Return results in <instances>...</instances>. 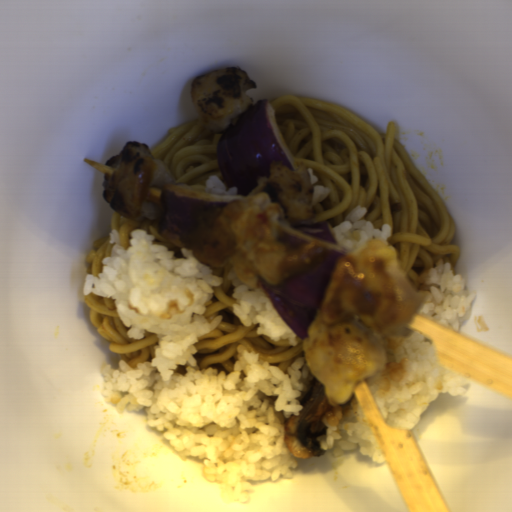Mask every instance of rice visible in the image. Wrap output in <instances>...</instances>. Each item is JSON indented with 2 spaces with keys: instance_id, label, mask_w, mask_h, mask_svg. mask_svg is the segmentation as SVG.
<instances>
[{
  "instance_id": "8",
  "label": "rice",
  "mask_w": 512,
  "mask_h": 512,
  "mask_svg": "<svg viewBox=\"0 0 512 512\" xmlns=\"http://www.w3.org/2000/svg\"><path fill=\"white\" fill-rule=\"evenodd\" d=\"M310 174L311 184L313 186V207L318 205L319 203L323 202L326 196L329 194V189L321 186L316 185V182L319 177L313 174L314 170L307 169Z\"/></svg>"
},
{
  "instance_id": "1",
  "label": "rice",
  "mask_w": 512,
  "mask_h": 512,
  "mask_svg": "<svg viewBox=\"0 0 512 512\" xmlns=\"http://www.w3.org/2000/svg\"><path fill=\"white\" fill-rule=\"evenodd\" d=\"M108 237L111 255L101 273L86 274L84 295L114 299L128 337L152 332L158 342L154 357L135 367L124 359L118 368L102 366L105 402L122 413L144 411L146 425L180 456L198 461L227 502H249L255 481L297 476L285 428L317 377L305 356L282 371L240 343L231 370L199 368L195 345L224 316H206L223 278L192 250L180 247L177 258L143 229L130 232V249L121 248L116 228Z\"/></svg>"
},
{
  "instance_id": "3",
  "label": "rice",
  "mask_w": 512,
  "mask_h": 512,
  "mask_svg": "<svg viewBox=\"0 0 512 512\" xmlns=\"http://www.w3.org/2000/svg\"><path fill=\"white\" fill-rule=\"evenodd\" d=\"M418 292L427 297L416 314L429 317L454 332H460L476 298L473 289L467 290L464 277L455 273L453 265L445 258H440L422 274Z\"/></svg>"
},
{
  "instance_id": "2",
  "label": "rice",
  "mask_w": 512,
  "mask_h": 512,
  "mask_svg": "<svg viewBox=\"0 0 512 512\" xmlns=\"http://www.w3.org/2000/svg\"><path fill=\"white\" fill-rule=\"evenodd\" d=\"M408 338L374 334L387 358L384 371L363 378L374 404L393 428H413L440 395L464 396L467 378L437 360L428 336L417 330Z\"/></svg>"
},
{
  "instance_id": "7",
  "label": "rice",
  "mask_w": 512,
  "mask_h": 512,
  "mask_svg": "<svg viewBox=\"0 0 512 512\" xmlns=\"http://www.w3.org/2000/svg\"><path fill=\"white\" fill-rule=\"evenodd\" d=\"M204 192L223 194V195H236L238 190L236 186L229 188L227 184L221 182L217 176H210L207 179Z\"/></svg>"
},
{
  "instance_id": "6",
  "label": "rice",
  "mask_w": 512,
  "mask_h": 512,
  "mask_svg": "<svg viewBox=\"0 0 512 512\" xmlns=\"http://www.w3.org/2000/svg\"><path fill=\"white\" fill-rule=\"evenodd\" d=\"M367 213L366 207L357 205L338 227L332 228L338 243L347 247L349 253L364 245L368 239L387 242L393 234L390 224L379 228L364 220Z\"/></svg>"
},
{
  "instance_id": "5",
  "label": "rice",
  "mask_w": 512,
  "mask_h": 512,
  "mask_svg": "<svg viewBox=\"0 0 512 512\" xmlns=\"http://www.w3.org/2000/svg\"><path fill=\"white\" fill-rule=\"evenodd\" d=\"M228 278L234 286L232 297L233 313L244 326H254L255 334L266 335L273 341L284 340L291 346H299L302 338L283 320L272 305L262 285L256 289L249 288L235 275L233 266Z\"/></svg>"
},
{
  "instance_id": "4",
  "label": "rice",
  "mask_w": 512,
  "mask_h": 512,
  "mask_svg": "<svg viewBox=\"0 0 512 512\" xmlns=\"http://www.w3.org/2000/svg\"><path fill=\"white\" fill-rule=\"evenodd\" d=\"M342 405H332L323 416L326 432L317 441L321 449L331 450L332 456L342 455L346 449L355 448L376 465L384 462L385 455L354 395Z\"/></svg>"
}]
</instances>
